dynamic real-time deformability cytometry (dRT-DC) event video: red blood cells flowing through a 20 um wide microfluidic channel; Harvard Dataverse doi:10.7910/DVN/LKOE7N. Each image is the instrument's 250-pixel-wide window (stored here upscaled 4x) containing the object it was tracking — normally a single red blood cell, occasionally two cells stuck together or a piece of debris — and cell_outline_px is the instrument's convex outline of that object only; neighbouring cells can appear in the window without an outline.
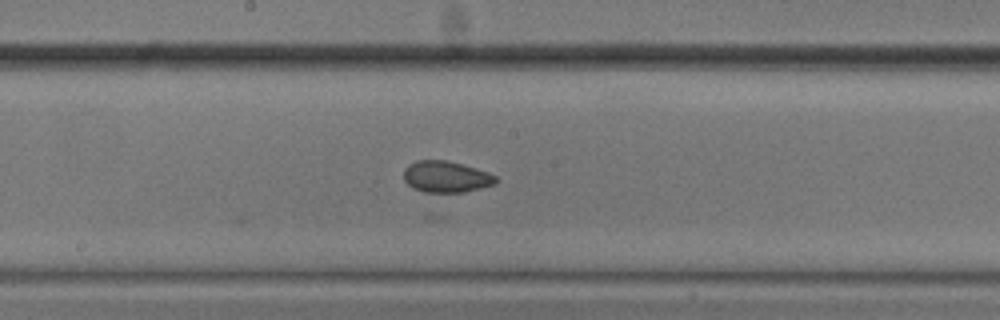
{"species": "common noctule bat (a hibernating species)", "species_latin": "Nyctalus noctula", "temperature_condition": "cold", "stored_images_in_passage": 22, "camera_frame_rate_fps": 3000, "um_per_image_px": 0.085, "animal": {"sex": "male", "body_mass_g": 20.5, "forearm_length_mm": 52.5}, "frame": {"image": 1, "passage_image": 14, "time_ms": 4.333, "image_size_px": [1000, 320], "cell_outline_px": [[496, 184], [464, 192], [424, 192], [412, 188], [404, 180], [404, 168], [408, 164], [416, 160], [448, 160], [488, 172], [496, 176]], "centroid_in_image_um": [37.89, 15.02], "position_along_channel_um": 210.3, "area_um2": 16.88}}